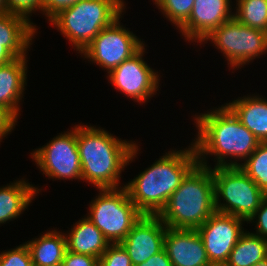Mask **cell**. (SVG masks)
I'll return each instance as SVG.
<instances>
[{"label": "cell", "instance_id": "6da1fadb", "mask_svg": "<svg viewBox=\"0 0 267 266\" xmlns=\"http://www.w3.org/2000/svg\"><path fill=\"white\" fill-rule=\"evenodd\" d=\"M77 148L82 180L98 189L118 188L124 167L136 156L138 147L117 139L103 129L77 125Z\"/></svg>", "mask_w": 267, "mask_h": 266}, {"label": "cell", "instance_id": "7a4b0ae2", "mask_svg": "<svg viewBox=\"0 0 267 266\" xmlns=\"http://www.w3.org/2000/svg\"><path fill=\"white\" fill-rule=\"evenodd\" d=\"M197 163V153L194 144H191L188 149L166 153L124 186L143 215H158Z\"/></svg>", "mask_w": 267, "mask_h": 266}, {"label": "cell", "instance_id": "3957f363", "mask_svg": "<svg viewBox=\"0 0 267 266\" xmlns=\"http://www.w3.org/2000/svg\"><path fill=\"white\" fill-rule=\"evenodd\" d=\"M195 120L199 131L193 143L197 157L214 154L217 157L215 167L239 166L241 163H227L225 159L230 156L244 161L260 143L226 105L199 115Z\"/></svg>", "mask_w": 267, "mask_h": 266}, {"label": "cell", "instance_id": "277c9868", "mask_svg": "<svg viewBox=\"0 0 267 266\" xmlns=\"http://www.w3.org/2000/svg\"><path fill=\"white\" fill-rule=\"evenodd\" d=\"M197 158L198 163L183 178L158 214L168 228L197 230L216 212L211 167L203 157Z\"/></svg>", "mask_w": 267, "mask_h": 266}, {"label": "cell", "instance_id": "5b68a950", "mask_svg": "<svg viewBox=\"0 0 267 266\" xmlns=\"http://www.w3.org/2000/svg\"><path fill=\"white\" fill-rule=\"evenodd\" d=\"M124 7L122 0H79L50 22L82 53L102 29L121 17Z\"/></svg>", "mask_w": 267, "mask_h": 266}, {"label": "cell", "instance_id": "8992f818", "mask_svg": "<svg viewBox=\"0 0 267 266\" xmlns=\"http://www.w3.org/2000/svg\"><path fill=\"white\" fill-rule=\"evenodd\" d=\"M211 171L216 212L233 215L248 222L267 195L238 166L214 167ZM219 197L226 204L220 203Z\"/></svg>", "mask_w": 267, "mask_h": 266}, {"label": "cell", "instance_id": "52a82bcc", "mask_svg": "<svg viewBox=\"0 0 267 266\" xmlns=\"http://www.w3.org/2000/svg\"><path fill=\"white\" fill-rule=\"evenodd\" d=\"M99 190V196L90 204L87 218L110 244L120 243L143 214L131 201L125 186Z\"/></svg>", "mask_w": 267, "mask_h": 266}, {"label": "cell", "instance_id": "ba28073f", "mask_svg": "<svg viewBox=\"0 0 267 266\" xmlns=\"http://www.w3.org/2000/svg\"><path fill=\"white\" fill-rule=\"evenodd\" d=\"M212 40L233 68L267 51V33L241 24L235 17L214 29L202 42Z\"/></svg>", "mask_w": 267, "mask_h": 266}, {"label": "cell", "instance_id": "9c48e42d", "mask_svg": "<svg viewBox=\"0 0 267 266\" xmlns=\"http://www.w3.org/2000/svg\"><path fill=\"white\" fill-rule=\"evenodd\" d=\"M119 19L120 17L102 29L81 53L85 58L107 69L108 73L144 46L132 32L119 24Z\"/></svg>", "mask_w": 267, "mask_h": 266}, {"label": "cell", "instance_id": "30bf717a", "mask_svg": "<svg viewBox=\"0 0 267 266\" xmlns=\"http://www.w3.org/2000/svg\"><path fill=\"white\" fill-rule=\"evenodd\" d=\"M31 154L46 176L58 180L70 178L82 180L77 148V126L70 132L56 136L46 146L36 149Z\"/></svg>", "mask_w": 267, "mask_h": 266}, {"label": "cell", "instance_id": "8fae6325", "mask_svg": "<svg viewBox=\"0 0 267 266\" xmlns=\"http://www.w3.org/2000/svg\"><path fill=\"white\" fill-rule=\"evenodd\" d=\"M144 50L143 46L136 54L108 73L111 83L118 90L140 103L146 102L152 94L154 95L160 81L158 74L143 61Z\"/></svg>", "mask_w": 267, "mask_h": 266}, {"label": "cell", "instance_id": "7c38bea8", "mask_svg": "<svg viewBox=\"0 0 267 266\" xmlns=\"http://www.w3.org/2000/svg\"><path fill=\"white\" fill-rule=\"evenodd\" d=\"M243 221L246 220L215 212L197 229L209 262H227L231 251L244 233Z\"/></svg>", "mask_w": 267, "mask_h": 266}, {"label": "cell", "instance_id": "4fadbf2b", "mask_svg": "<svg viewBox=\"0 0 267 266\" xmlns=\"http://www.w3.org/2000/svg\"><path fill=\"white\" fill-rule=\"evenodd\" d=\"M166 229L158 215L141 216L126 238L120 242L133 266L145 262L164 248Z\"/></svg>", "mask_w": 267, "mask_h": 266}, {"label": "cell", "instance_id": "5bb4252c", "mask_svg": "<svg viewBox=\"0 0 267 266\" xmlns=\"http://www.w3.org/2000/svg\"><path fill=\"white\" fill-rule=\"evenodd\" d=\"M230 7V0H195L189 19L179 28L182 35L201 43L214 29L234 17Z\"/></svg>", "mask_w": 267, "mask_h": 266}, {"label": "cell", "instance_id": "9a60e30c", "mask_svg": "<svg viewBox=\"0 0 267 266\" xmlns=\"http://www.w3.org/2000/svg\"><path fill=\"white\" fill-rule=\"evenodd\" d=\"M164 250L172 266H207L210 263L197 230L167 227Z\"/></svg>", "mask_w": 267, "mask_h": 266}, {"label": "cell", "instance_id": "2e32d148", "mask_svg": "<svg viewBox=\"0 0 267 266\" xmlns=\"http://www.w3.org/2000/svg\"><path fill=\"white\" fill-rule=\"evenodd\" d=\"M26 57H19L13 61L0 65V106L9 110L17 119L18 104L22 99L26 84Z\"/></svg>", "mask_w": 267, "mask_h": 266}, {"label": "cell", "instance_id": "e0dca14e", "mask_svg": "<svg viewBox=\"0 0 267 266\" xmlns=\"http://www.w3.org/2000/svg\"><path fill=\"white\" fill-rule=\"evenodd\" d=\"M33 23L19 15L4 13L0 15V43L16 58L26 57L36 28Z\"/></svg>", "mask_w": 267, "mask_h": 266}, {"label": "cell", "instance_id": "ac0fdd59", "mask_svg": "<svg viewBox=\"0 0 267 266\" xmlns=\"http://www.w3.org/2000/svg\"><path fill=\"white\" fill-rule=\"evenodd\" d=\"M240 122L260 141L267 142V100L245 96L226 103Z\"/></svg>", "mask_w": 267, "mask_h": 266}, {"label": "cell", "instance_id": "d6986e66", "mask_svg": "<svg viewBox=\"0 0 267 266\" xmlns=\"http://www.w3.org/2000/svg\"><path fill=\"white\" fill-rule=\"evenodd\" d=\"M66 236L67 250L100 258L110 244L102 232L88 219L82 218Z\"/></svg>", "mask_w": 267, "mask_h": 266}, {"label": "cell", "instance_id": "ffe728a7", "mask_svg": "<svg viewBox=\"0 0 267 266\" xmlns=\"http://www.w3.org/2000/svg\"><path fill=\"white\" fill-rule=\"evenodd\" d=\"M66 235L54 230L27 241L33 265L61 266L67 251Z\"/></svg>", "mask_w": 267, "mask_h": 266}, {"label": "cell", "instance_id": "44dd1931", "mask_svg": "<svg viewBox=\"0 0 267 266\" xmlns=\"http://www.w3.org/2000/svg\"><path fill=\"white\" fill-rule=\"evenodd\" d=\"M38 191L40 189L26 183L25 180L0 188V223L18 217L25 208L27 209Z\"/></svg>", "mask_w": 267, "mask_h": 266}, {"label": "cell", "instance_id": "7402d4cb", "mask_svg": "<svg viewBox=\"0 0 267 266\" xmlns=\"http://www.w3.org/2000/svg\"><path fill=\"white\" fill-rule=\"evenodd\" d=\"M266 258L267 239L244 232L231 251L227 263L229 266H254Z\"/></svg>", "mask_w": 267, "mask_h": 266}, {"label": "cell", "instance_id": "603a6c76", "mask_svg": "<svg viewBox=\"0 0 267 266\" xmlns=\"http://www.w3.org/2000/svg\"><path fill=\"white\" fill-rule=\"evenodd\" d=\"M234 17L243 25L267 33V0H237ZM238 10V11H237Z\"/></svg>", "mask_w": 267, "mask_h": 266}, {"label": "cell", "instance_id": "cb8c5ba5", "mask_svg": "<svg viewBox=\"0 0 267 266\" xmlns=\"http://www.w3.org/2000/svg\"><path fill=\"white\" fill-rule=\"evenodd\" d=\"M238 167L267 195V142H260L255 151Z\"/></svg>", "mask_w": 267, "mask_h": 266}, {"label": "cell", "instance_id": "d4e9b609", "mask_svg": "<svg viewBox=\"0 0 267 266\" xmlns=\"http://www.w3.org/2000/svg\"><path fill=\"white\" fill-rule=\"evenodd\" d=\"M195 0H155L163 14L178 28L190 17Z\"/></svg>", "mask_w": 267, "mask_h": 266}, {"label": "cell", "instance_id": "484cf974", "mask_svg": "<svg viewBox=\"0 0 267 266\" xmlns=\"http://www.w3.org/2000/svg\"><path fill=\"white\" fill-rule=\"evenodd\" d=\"M99 266H133L127 251L120 243L108 245L99 258Z\"/></svg>", "mask_w": 267, "mask_h": 266}, {"label": "cell", "instance_id": "4316f807", "mask_svg": "<svg viewBox=\"0 0 267 266\" xmlns=\"http://www.w3.org/2000/svg\"><path fill=\"white\" fill-rule=\"evenodd\" d=\"M0 266H33L31 254L26 244L0 254Z\"/></svg>", "mask_w": 267, "mask_h": 266}, {"label": "cell", "instance_id": "83f0119b", "mask_svg": "<svg viewBox=\"0 0 267 266\" xmlns=\"http://www.w3.org/2000/svg\"><path fill=\"white\" fill-rule=\"evenodd\" d=\"M37 9L43 11V0H7V13L24 17L29 22V14Z\"/></svg>", "mask_w": 267, "mask_h": 266}, {"label": "cell", "instance_id": "f1b7e54d", "mask_svg": "<svg viewBox=\"0 0 267 266\" xmlns=\"http://www.w3.org/2000/svg\"><path fill=\"white\" fill-rule=\"evenodd\" d=\"M61 266H99V259L67 250Z\"/></svg>", "mask_w": 267, "mask_h": 266}, {"label": "cell", "instance_id": "f546056e", "mask_svg": "<svg viewBox=\"0 0 267 266\" xmlns=\"http://www.w3.org/2000/svg\"><path fill=\"white\" fill-rule=\"evenodd\" d=\"M255 217L258 218V222H256L257 233L255 234L267 239V196L262 200L260 207L248 221L251 222Z\"/></svg>", "mask_w": 267, "mask_h": 266}, {"label": "cell", "instance_id": "4dcf8cb0", "mask_svg": "<svg viewBox=\"0 0 267 266\" xmlns=\"http://www.w3.org/2000/svg\"><path fill=\"white\" fill-rule=\"evenodd\" d=\"M79 0H43V12L49 21L62 9L73 6Z\"/></svg>", "mask_w": 267, "mask_h": 266}, {"label": "cell", "instance_id": "1f68e13d", "mask_svg": "<svg viewBox=\"0 0 267 266\" xmlns=\"http://www.w3.org/2000/svg\"><path fill=\"white\" fill-rule=\"evenodd\" d=\"M16 117L6 108L0 106V140L15 127Z\"/></svg>", "mask_w": 267, "mask_h": 266}, {"label": "cell", "instance_id": "d6a6232c", "mask_svg": "<svg viewBox=\"0 0 267 266\" xmlns=\"http://www.w3.org/2000/svg\"><path fill=\"white\" fill-rule=\"evenodd\" d=\"M136 266H172V263L163 248L160 252L152 255L148 260Z\"/></svg>", "mask_w": 267, "mask_h": 266}, {"label": "cell", "instance_id": "836d02e7", "mask_svg": "<svg viewBox=\"0 0 267 266\" xmlns=\"http://www.w3.org/2000/svg\"><path fill=\"white\" fill-rule=\"evenodd\" d=\"M16 59V57L0 43V65L7 64Z\"/></svg>", "mask_w": 267, "mask_h": 266}, {"label": "cell", "instance_id": "e575fe53", "mask_svg": "<svg viewBox=\"0 0 267 266\" xmlns=\"http://www.w3.org/2000/svg\"><path fill=\"white\" fill-rule=\"evenodd\" d=\"M7 13V0H0V15Z\"/></svg>", "mask_w": 267, "mask_h": 266}, {"label": "cell", "instance_id": "d590c367", "mask_svg": "<svg viewBox=\"0 0 267 266\" xmlns=\"http://www.w3.org/2000/svg\"><path fill=\"white\" fill-rule=\"evenodd\" d=\"M207 266H229L227 262H210Z\"/></svg>", "mask_w": 267, "mask_h": 266}, {"label": "cell", "instance_id": "8d00e7d4", "mask_svg": "<svg viewBox=\"0 0 267 266\" xmlns=\"http://www.w3.org/2000/svg\"><path fill=\"white\" fill-rule=\"evenodd\" d=\"M254 266H267V258L263 261L256 263Z\"/></svg>", "mask_w": 267, "mask_h": 266}]
</instances>
